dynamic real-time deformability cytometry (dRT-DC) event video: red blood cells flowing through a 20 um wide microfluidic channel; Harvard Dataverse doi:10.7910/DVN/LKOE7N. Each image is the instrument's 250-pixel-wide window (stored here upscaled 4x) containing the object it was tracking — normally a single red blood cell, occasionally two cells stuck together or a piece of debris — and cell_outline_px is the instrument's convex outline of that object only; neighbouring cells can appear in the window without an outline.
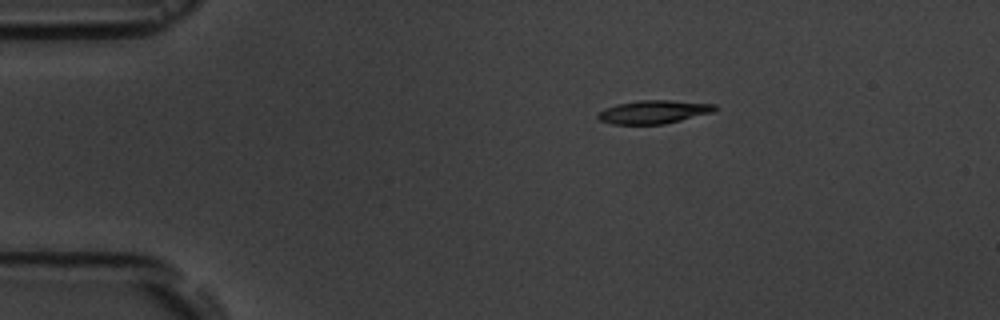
{"species": "common noctule bat (a hibernating species)", "species_latin": "Nyctalus noctula", "temperature_condition": "room temperature", "stored_images_in_passage": 2, "camera_frame_rate_fps": 3000, "um_per_image_px": 0.085, "animal": {"sex": "male", "body_mass_g": 19.5, "forearm_length_mm": 54.6}, "frame": {"image": 1, "passage_image": 1, "time_ms": 0.0, "image_size_px": [1000, 320], "cell_outline_px": [[720, 108], [712, 112], [664, 124], [612, 124], [600, 120], [596, 116], [604, 108], [616, 104], [640, 100], [672, 100], [716, 104]], "centroid_in_image_um": [55.57, 9.5], "position_along_channel_um": 29.4, "area_um2": 15.9}}